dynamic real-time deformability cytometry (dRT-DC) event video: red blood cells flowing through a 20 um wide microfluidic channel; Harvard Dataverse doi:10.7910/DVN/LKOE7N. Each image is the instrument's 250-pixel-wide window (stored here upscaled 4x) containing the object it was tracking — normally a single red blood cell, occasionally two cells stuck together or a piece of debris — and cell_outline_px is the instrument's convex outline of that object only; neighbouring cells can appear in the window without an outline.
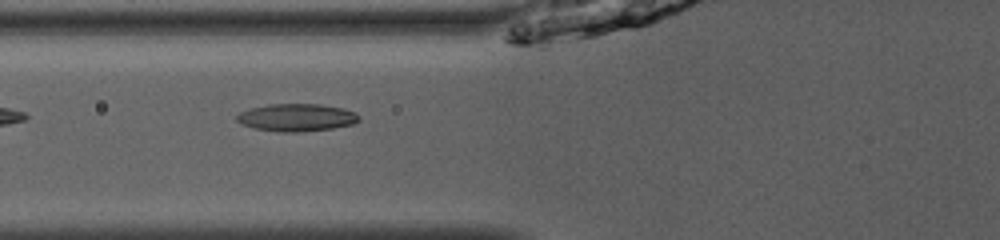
{"species": "common noctule bat (a hibernating species)", "species_latin": "Nyctalus noctula", "temperature_condition": "room temperature", "stored_images_in_passage": 36, "camera_frame_rate_fps": 3000, "um_per_image_px": 0.085, "animal": {"sex": "male", "body_mass_g": 13.0, "forearm_length_mm": 53.1}, "frame": {"image": 1, "passage_image": 6, "time_ms": 1.667, "image_size_px": [1000, 240], "cell_outline_px": [[360, 120], [352, 124], [332, 128], [296, 132], [276, 132], [256, 128], [240, 124], [236, 120], [236, 116], [240, 112], [252, 108], [268, 104], [320, 104], [344, 108], [356, 112], [360, 116]], "centroid_in_image_um": [25.22, 9.98], "position_along_channel_um": 100.6, "area_um2": 19.65}}
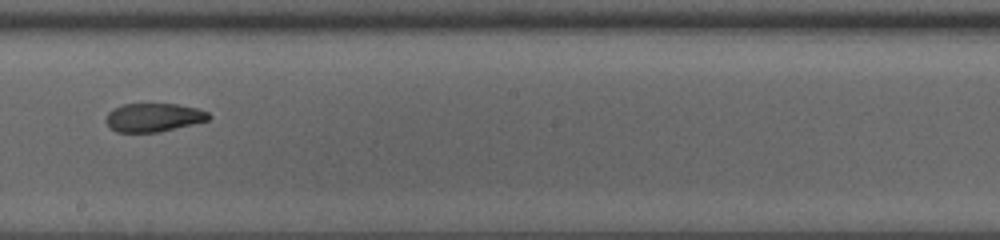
{"frame": {"image": 2, "passage_image": 16, "time_ms": 5.0, "image_size_px": [1000, 240], "cell_outline_px": [[212, 116], [208, 120], [192, 124], [156, 132], [116, 132], [108, 124], [108, 112], [112, 108], [124, 104], [176, 104], [196, 108], [208, 112]], "centroid_in_image_um": [13.07, 9.97], "position_along_channel_um": 235.1, "area_um2": 16.76}}
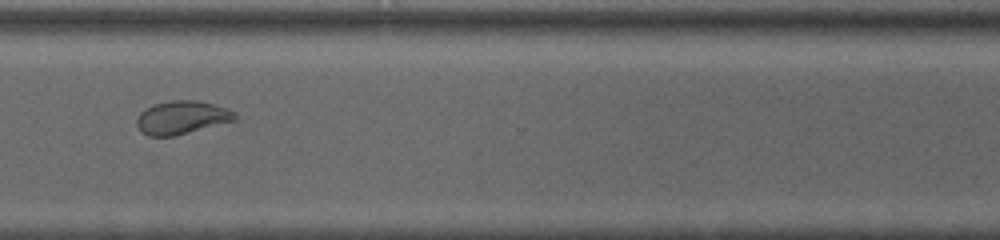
{"frame": {"image": 3, "passage_image": 25, "time_ms": 8.0, "image_size_px": [1000, 240], "cell_outline_px": [[236, 120], [172, 136], [148, 136], [140, 132], [136, 124], [136, 120], [140, 112], [156, 104], [172, 100], [196, 100], [228, 108], [236, 112]], "centroid_in_image_um": [15.44, 9.99], "position_along_channel_um": 355.2, "area_um2": 18.84}}